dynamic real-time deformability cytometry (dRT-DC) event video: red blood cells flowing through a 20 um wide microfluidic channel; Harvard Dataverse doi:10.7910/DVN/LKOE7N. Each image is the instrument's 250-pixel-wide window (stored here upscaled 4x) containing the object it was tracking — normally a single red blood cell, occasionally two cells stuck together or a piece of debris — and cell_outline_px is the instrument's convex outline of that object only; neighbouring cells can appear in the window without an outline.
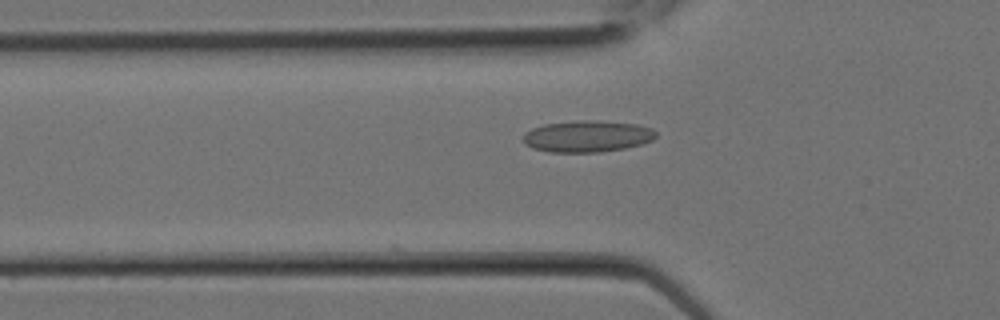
{"species": "Egyptian fruit bat (a non-hibernating species)", "species_latin": "Rousettus aegyptiacus", "temperature_condition": "room temperature", "stored_images_in_passage": 4, "camera_frame_rate_fps": 3000, "um_per_image_px": 0.085, "animal": {"sex": "female"}, "frame": {"image": 1, "passage_image": 3, "time_ms": 0.667, "image_size_px": [1000, 320], "cell_outline_px": [[656, 136], [652, 140], [640, 144], [624, 148], [600, 152], [548, 152], [532, 148], [524, 144], [524, 132], [532, 128], [544, 124], [580, 120], [592, 120], [636, 124], [652, 128], [656, 132]], "centroid_in_image_um": [49.89, 11.58], "position_along_channel_um": 75.9, "area_um2": 24.39}}